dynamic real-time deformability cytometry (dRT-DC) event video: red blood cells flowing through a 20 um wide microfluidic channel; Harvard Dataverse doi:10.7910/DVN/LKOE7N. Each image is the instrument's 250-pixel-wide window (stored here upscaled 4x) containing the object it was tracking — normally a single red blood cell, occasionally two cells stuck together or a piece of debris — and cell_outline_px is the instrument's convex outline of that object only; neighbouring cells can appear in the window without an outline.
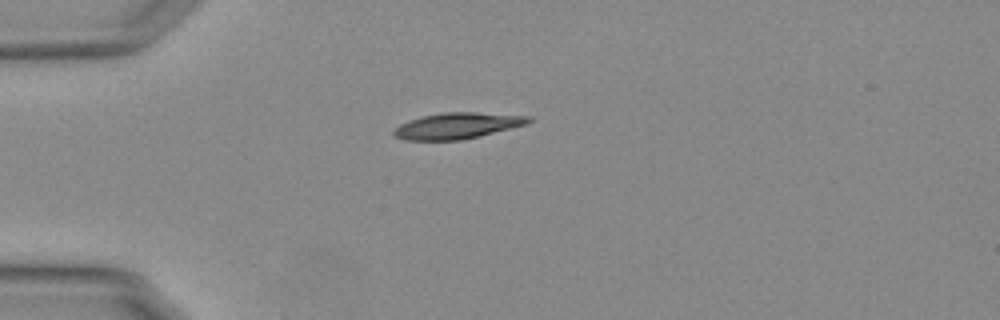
{"species": "Egyptian fruit bat (a non-hibernating species)", "species_latin": "Rousettus aegyptiacus", "temperature_condition": "warm", "stored_images_in_passage": 41, "camera_frame_rate_fps": 3000, "um_per_image_px": 0.085, "animal": {"sex": "female"}, "frame": {"image": 1, "passage_image": 1, "time_ms": 0.0, "image_size_px": [1000, 320], "cell_outline_px": [[532, 120], [528, 124], [480, 136], [460, 140], [404, 140], [396, 136], [392, 132], [400, 124], [424, 116], [444, 112], [476, 112], [532, 116]], "centroid_in_image_um": [38.93, 10.68], "position_along_channel_um": 46.1, "area_um2": 20.35}}
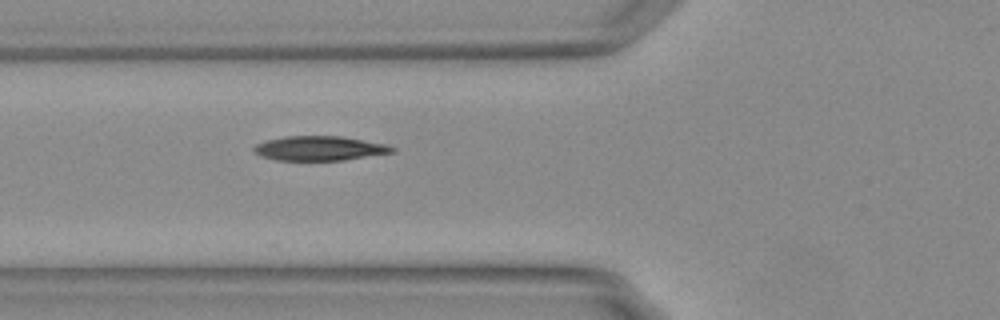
{"frame": {"image": 2, "passage_image": 7, "time_ms": 2.0, "image_size_px": [1000, 320], "cell_outline_px": [[396, 152], [344, 160], [276, 160], [260, 156], [252, 148], [256, 144], [264, 140], [284, 136], [340, 136], [388, 144], [396, 148]], "centroid_in_image_um": [27.18, 12.6], "position_along_channel_um": 98.6, "area_um2": 19.88}}
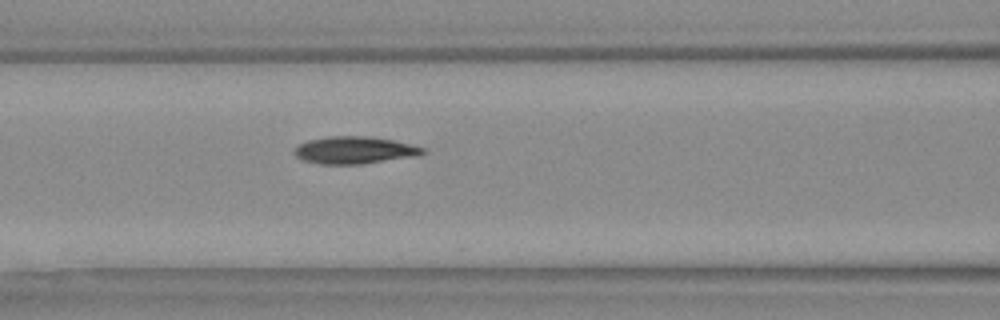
{"frame": {"image": 3, "passage_image": 10, "time_ms": 3.0, "image_size_px": [1000, 320], "cell_outline_px": [[428, 152], [416, 156], [360, 164], [320, 164], [304, 160], [296, 156], [292, 152], [292, 148], [296, 144], [308, 140], [328, 136], [372, 136], [412, 144], [424, 148]], "centroid_in_image_um": [30.1, 12.75], "position_along_channel_um": 136.5, "area_um2": 20.63}, "authors_computed_cell_mechanics": {"area_um2": 20.1722, "velocity_mm_per_s": 3.7471, "shape_relaxation_time_tau1_ms": 3.9663, "shape_relaxation_time_tau2_ms": 2.9778, "deformation_change_tau1": 0.1632, "deformation_change_tau2": 0.0729}}